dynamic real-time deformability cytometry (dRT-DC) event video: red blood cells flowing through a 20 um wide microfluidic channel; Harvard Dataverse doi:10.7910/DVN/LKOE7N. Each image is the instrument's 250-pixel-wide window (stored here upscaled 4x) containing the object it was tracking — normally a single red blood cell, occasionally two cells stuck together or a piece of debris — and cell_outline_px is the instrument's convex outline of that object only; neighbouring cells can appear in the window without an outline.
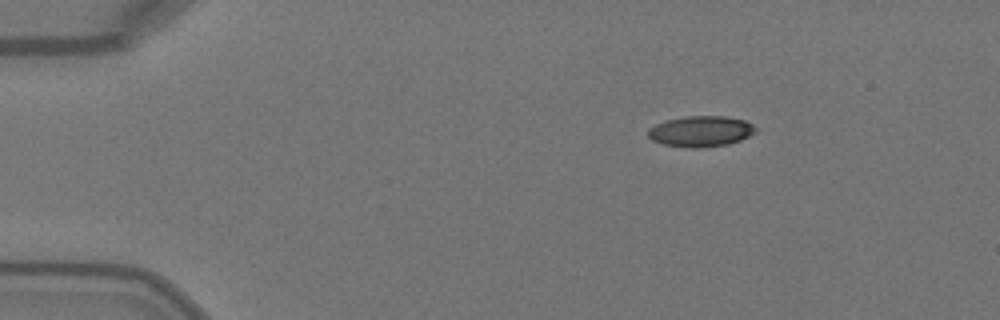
{"species": "Egyptian fruit bat (a non-hibernating species)", "species_latin": "Rousettus aegyptiacus", "temperature_condition": "warm", "stored_images_in_passage": 43, "camera_frame_rate_fps": 3000, "um_per_image_px": 0.085, "animal": {"sex": "female"}, "frame": {"image": 1, "passage_image": 1, "time_ms": 0.0, "image_size_px": [1000, 320], "cell_outline_px": [[756, 132], [740, 140], [728, 144], [696, 148], [692, 148], [664, 144], [652, 140], [648, 136], [648, 128], [664, 120], [684, 116], [724, 116], [744, 120], [752, 124], [756, 128]], "centroid_in_image_um": [59.55, 11.15], "position_along_channel_um": 25.5, "area_um2": 19.25}}
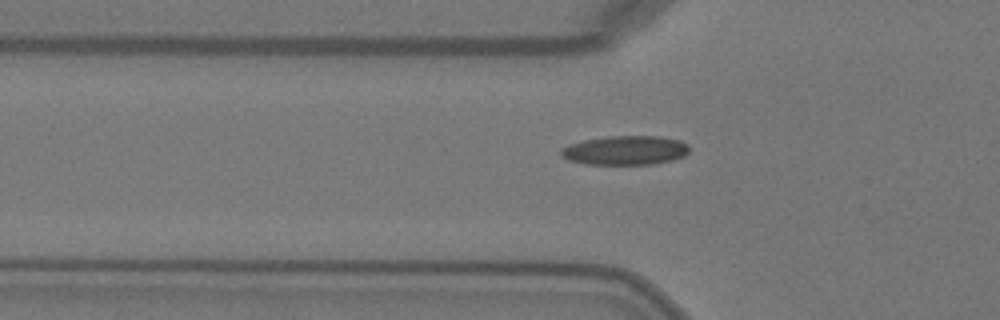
{"frame": {"image": 2, "passage_image": 10, "time_ms": 3.0, "image_size_px": [1000, 320], "cell_outline_px": [[688, 152], [684, 156], [672, 160], [652, 164], [584, 164], [568, 160], [560, 156], [560, 148], [568, 144], [584, 140], [608, 136], [660, 136], [680, 140], [688, 144]], "centroid_in_image_um": [53.11, 12.77], "position_along_channel_um": 72.7, "area_um2": 21.96}}
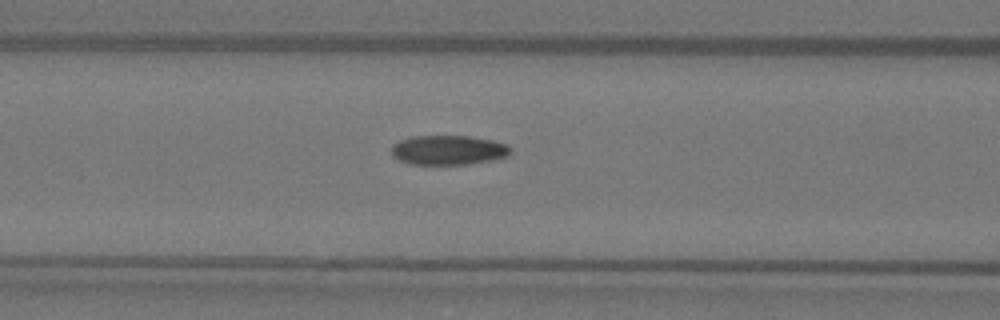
{"frame": {"image": 3, "passage_image": 14, "time_ms": 4.333, "image_size_px": [1000, 320], "cell_outline_px": [[512, 152], [508, 156], [492, 160], [468, 164], [408, 164], [392, 156], [392, 144], [400, 140], [412, 136], [468, 136], [492, 140], [508, 144], [512, 148]], "centroid_in_image_um": [38.13, 12.75], "position_along_channel_um": 128.5, "area_um2": 20.63}, "authors_computed_cell_mechanics": {"area_um2": 20.6924, "velocity_mm_per_s": 4.108, "shape_relaxation_time_tau1_ms": 5.2706, "shape_relaxation_time_tau2_ms": 1.0872, "deformation_change_tau1": 0.1898, "deformation_change_tau2": 0.0487}}